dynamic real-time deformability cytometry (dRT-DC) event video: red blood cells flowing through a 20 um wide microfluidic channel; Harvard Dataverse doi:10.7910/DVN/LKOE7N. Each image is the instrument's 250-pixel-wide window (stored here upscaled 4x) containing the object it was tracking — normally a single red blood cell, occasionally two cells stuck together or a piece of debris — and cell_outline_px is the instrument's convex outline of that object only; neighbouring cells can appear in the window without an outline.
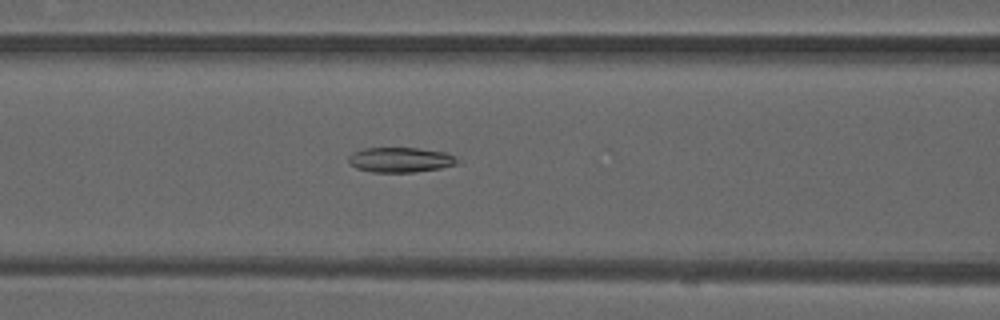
{"species": "common noctule bat (a hibernating species)", "species_latin": "Nyctalus noctula", "temperature_condition": "warm", "stored_images_in_passage": 30, "camera_frame_rate_fps": 3000, "um_per_image_px": 0.085, "animal": {"sex": "male", "forearm_length_mm": 52.5}, "frame": {"image": 1, "passage_image": 19, "time_ms": 6.0, "image_size_px": [1000, 320], "cell_outline_px": [[464, 160], [456, 164], [440, 168], [416, 172], [372, 172], [356, 168], [348, 164], [348, 156], [352, 152], [364, 148], [416, 148], [448, 152]], "centroid_in_image_um": [34.07, 13.58], "position_along_channel_um": 132.5, "area_um2": 16.18}}
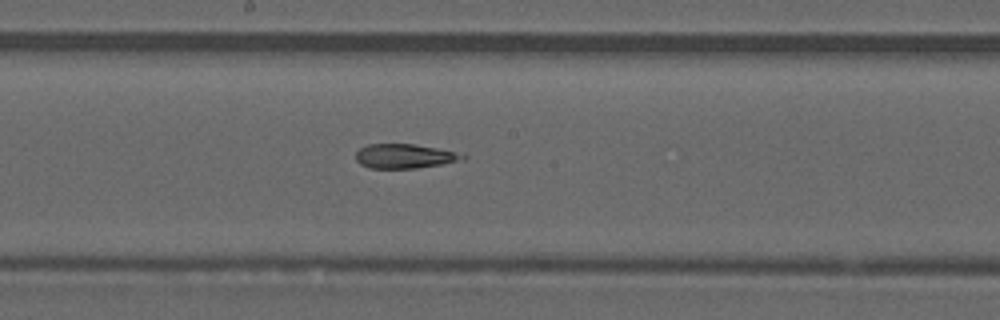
{"frame": {"image": 2, "passage_image": 25, "time_ms": 8.0, "image_size_px": [1000, 320], "cell_outline_px": [[468, 156], [464, 160], [416, 168], [372, 168], [360, 164], [356, 160], [356, 152], [360, 148], [368, 144], [416, 144], [464, 152]], "centroid_in_image_um": [34.48, 13.26], "position_along_channel_um": 213.7, "area_um2": 15.43}}
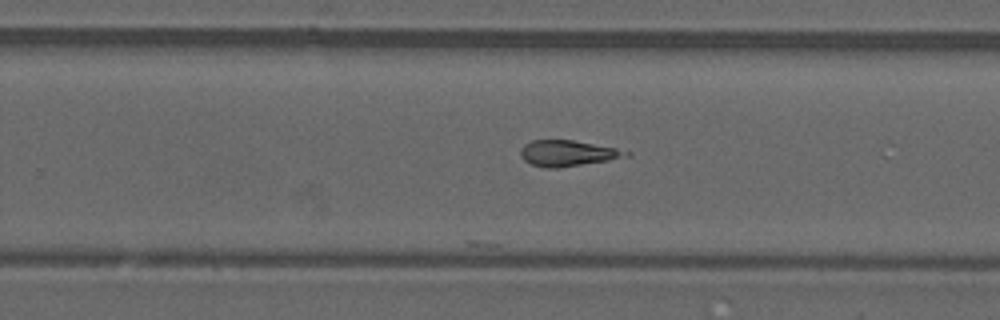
{"frame": {"image": 3, "passage_image": 30, "time_ms": 9.667, "image_size_px": [1000, 320], "cell_outline_px": [[632, 152], [628, 156], [608, 160], [556, 168], [544, 168], [532, 164], [524, 160], [520, 156], [520, 148], [524, 144], [532, 140], [572, 140], [616, 148]], "centroid_in_image_um": [48.21, 13.02], "position_along_channel_um": 281.6, "area_um2": 15.78}}